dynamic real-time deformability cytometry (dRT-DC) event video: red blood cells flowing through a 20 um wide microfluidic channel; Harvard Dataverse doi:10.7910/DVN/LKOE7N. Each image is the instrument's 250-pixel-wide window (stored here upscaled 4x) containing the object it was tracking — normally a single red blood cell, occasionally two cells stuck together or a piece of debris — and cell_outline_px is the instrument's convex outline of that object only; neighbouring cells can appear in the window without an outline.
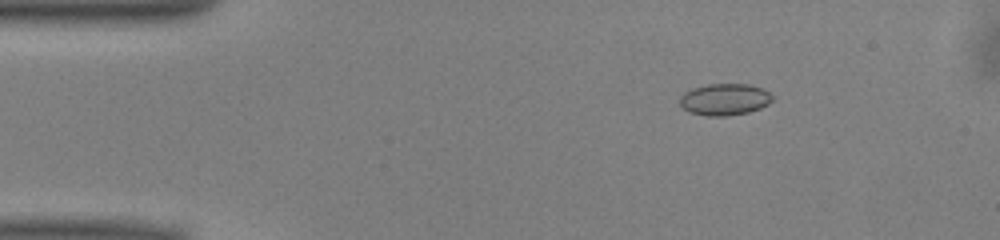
{"species": "common noctule bat (a hibernating species)", "species_latin": "Nyctalus noctula", "temperature_condition": "warm", "stored_images_in_passage": 44, "camera_frame_rate_fps": 3000, "um_per_image_px": 0.085, "animal": {"sex": "male", "body_mass_g": 13.0, "forearm_length_mm": 53.1}, "frame": {"image": 1, "passage_image": 1, "time_ms": 0.0, "image_size_px": [1000, 240], "cell_outline_px": [[772, 100], [768, 104], [760, 108], [748, 112], [728, 116], [704, 116], [688, 112], [680, 104], [680, 96], [684, 92], [692, 88], [708, 84], [748, 84], [760, 88], [768, 92], [772, 96]], "centroid_in_image_um": [61.56, 8.46], "position_along_channel_um": 23.4, "area_um2": 17.11}}
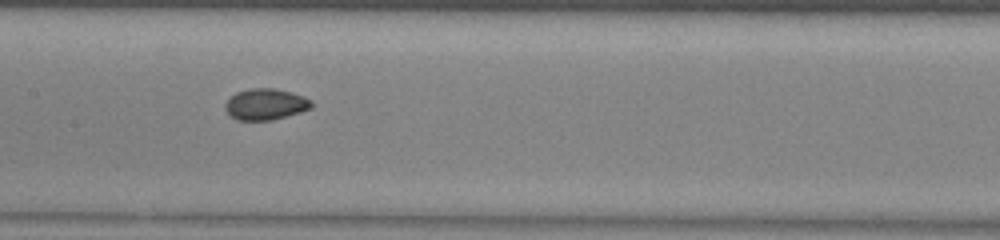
{"frame": {"image": 2, "passage_image": 18, "time_ms": 5.667, "image_size_px": [1000, 240], "cell_outline_px": [[312, 108], [300, 112], [272, 120], [236, 120], [224, 108], [224, 104], [236, 92], [252, 88], [272, 88], [292, 92], [304, 96], [312, 100]], "centroid_in_image_um": [22.59, 8.86], "position_along_channel_um": 184.8, "area_um2": 15.66}}
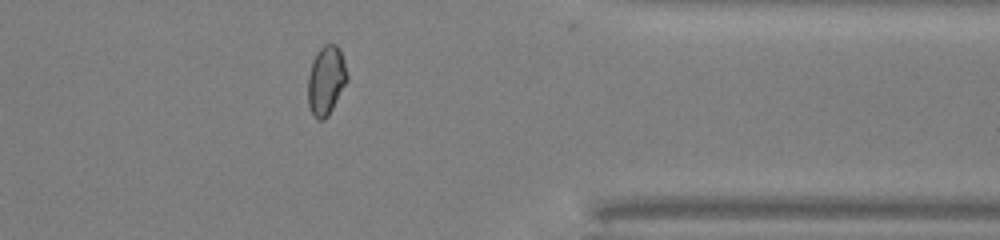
{"frame": {"image": 3, "passage_image": 34, "time_ms": 11.0, "image_size_px": [1000, 240], "cell_outline_px": [[348, 80], [328, 116], [324, 120], [316, 120], [312, 116], [308, 104], [308, 76], [312, 60], [316, 52], [324, 44], [336, 44], [340, 48], [344, 60], [348, 76]], "centroid_in_image_um": [27.71, 6.84], "position_along_channel_um": 383.7, "area_um2": 16.07}}